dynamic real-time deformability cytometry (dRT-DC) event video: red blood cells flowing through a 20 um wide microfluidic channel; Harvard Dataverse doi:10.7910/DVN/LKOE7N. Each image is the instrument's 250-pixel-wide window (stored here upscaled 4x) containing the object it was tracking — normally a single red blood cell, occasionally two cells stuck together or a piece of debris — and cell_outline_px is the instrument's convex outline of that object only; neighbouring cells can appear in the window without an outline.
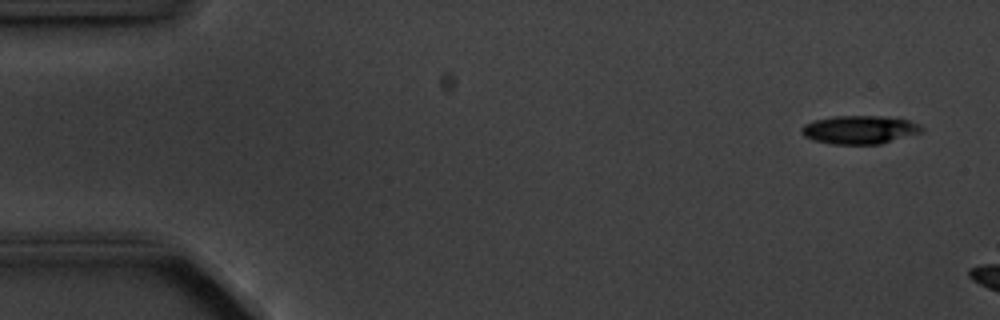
{"species": "common noctule bat (a hibernating species)", "species_latin": "Nyctalus noctula", "temperature_condition": "cold", "stored_images_in_passage": 3, "camera_frame_rate_fps": 3000, "um_per_image_px": 0.085, "animal": {"sex": "male", "body_mass_g": 20.1, "forearm_length_mm": 53.5}, "frame": {"image": 1, "passage_image": 1, "time_ms": 0.0, "image_size_px": [1000, 320], "cell_outline_px": [[924, 128], [920, 132], [880, 144], [832, 144], [812, 140], [804, 136], [800, 132], [800, 128], [804, 124], [812, 120], [832, 116], [884, 116], [908, 120], [920, 124]], "centroid_in_image_um": [73.01, 11.02], "position_along_channel_um": 12.0, "area_um2": 19.94}}